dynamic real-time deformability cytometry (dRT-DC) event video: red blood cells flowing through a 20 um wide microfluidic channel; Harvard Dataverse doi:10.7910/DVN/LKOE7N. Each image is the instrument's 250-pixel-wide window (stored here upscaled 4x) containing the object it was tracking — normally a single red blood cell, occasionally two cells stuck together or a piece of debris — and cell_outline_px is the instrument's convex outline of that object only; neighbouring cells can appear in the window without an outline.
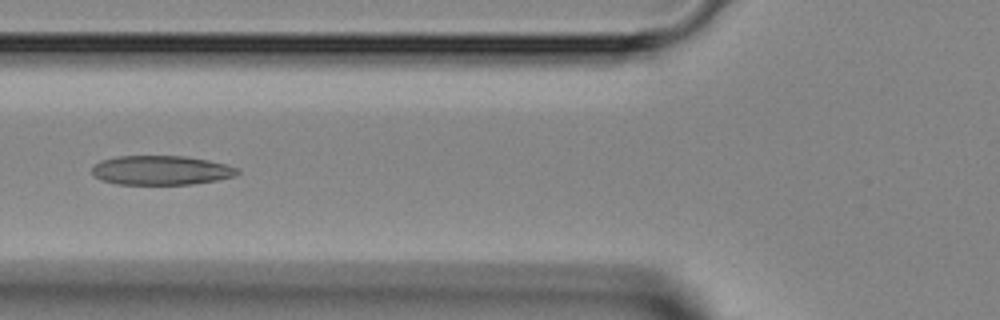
{"species": "Egyptian fruit bat (a non-hibernating species)", "species_latin": "Rousettus aegyptiacus", "temperature_condition": "room temperature", "stored_images_in_passage": 37, "camera_frame_rate_fps": 3000, "um_per_image_px": 0.085, "animal": {"sex": "female"}, "frame": {"image": 1, "passage_image": 8, "time_ms": 2.333, "image_size_px": [1000, 320], "cell_outline_px": [[240, 172], [236, 176], [216, 180], [192, 184], [116, 184], [100, 180], [92, 172], [92, 168], [100, 160], [116, 156], [184, 156], [208, 160], [228, 164], [240, 168]], "centroid_in_image_um": [13.73, 14.47], "position_along_channel_um": 112.1, "area_um2": 24.97}}
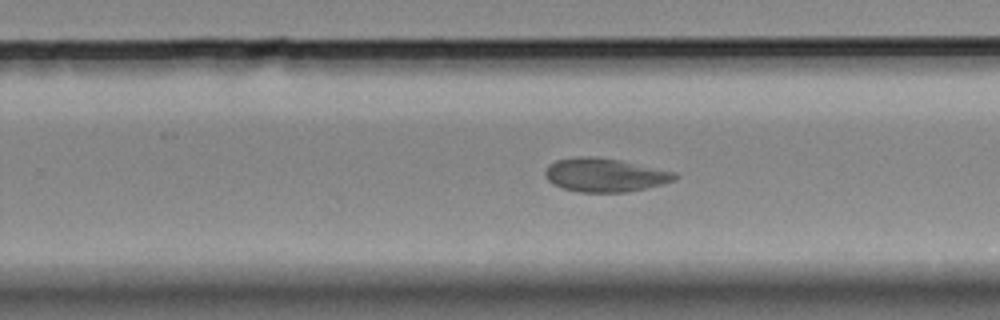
{"frame": {"image": 2, "passage_image": 20, "time_ms": 6.333, "image_size_px": [1000, 320], "cell_outline_px": [[680, 176], [676, 180], [664, 184], [628, 192], [580, 192], [564, 188], [552, 184], [544, 176], [544, 172], [548, 164], [556, 160], [576, 156], [596, 156], [620, 160], [676, 172]], "centroid_in_image_um": [51.42, 14.87], "position_along_channel_um": 278.4, "area_um2": 25.72}}
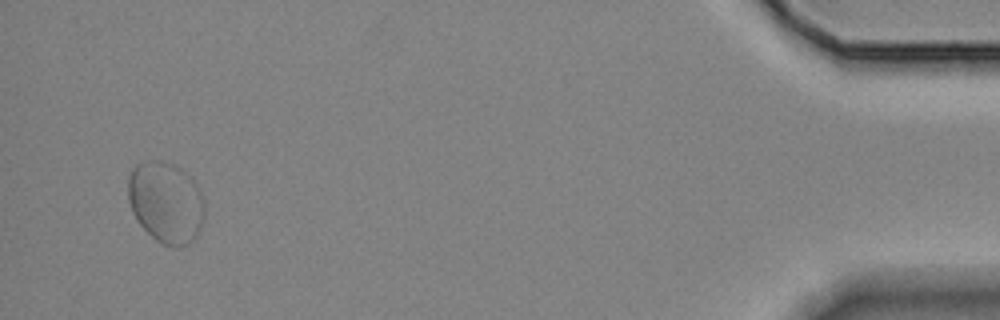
{"frame": {"image": 3, "passage_image": 36, "time_ms": 11.667, "image_size_px": [1000, 320], "cell_outline_px": [[204, 216], [200, 232], [188, 244], [180, 248], [176, 248], [164, 244], [156, 240], [136, 220], [132, 212], [128, 200], [128, 176], [132, 168], [136, 164], [148, 160], [156, 160], [180, 168], [192, 176], [204, 200]], "centroid_in_image_um": [14.1, 17.21], "position_along_channel_um": 421.1, "area_um2": 36.53}}